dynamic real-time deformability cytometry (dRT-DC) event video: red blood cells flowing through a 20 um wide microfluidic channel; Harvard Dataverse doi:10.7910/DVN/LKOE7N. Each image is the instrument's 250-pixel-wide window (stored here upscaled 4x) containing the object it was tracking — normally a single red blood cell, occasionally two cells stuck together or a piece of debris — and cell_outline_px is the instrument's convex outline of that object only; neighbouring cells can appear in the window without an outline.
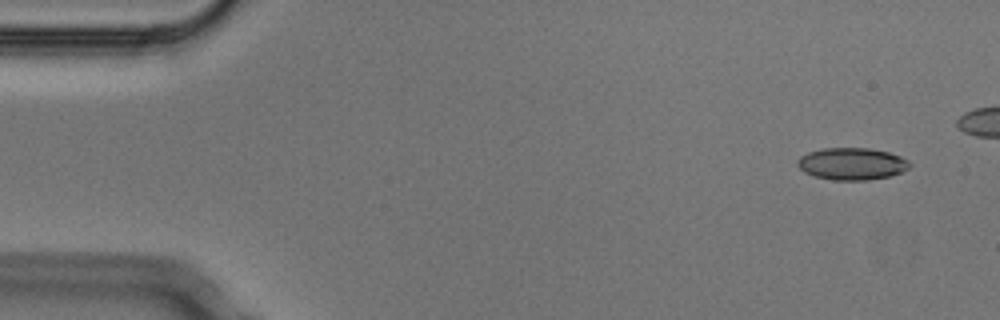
{"species": "Egyptian fruit bat (a non-hibernating species)", "species_latin": "Rousettus aegyptiacus", "temperature_condition": "cold", "stored_images_in_passage": 5, "camera_frame_rate_fps": 3000, "um_per_image_px": 0.085, "animal": {"sex": "male"}, "frame": {"image": 1, "passage_image": 1, "time_ms": 0.0, "image_size_px": [1000, 320], "cell_outline_px": [[912, 164], [908, 168], [900, 172], [888, 176], [868, 180], [832, 180], [816, 176], [804, 172], [796, 164], [796, 160], [800, 156], [808, 152], [824, 148], [868, 148], [888, 152], [900, 156], [908, 160]], "centroid_in_image_um": [72.39, 13.92], "position_along_channel_um": 12.6, "area_um2": 20.92}}